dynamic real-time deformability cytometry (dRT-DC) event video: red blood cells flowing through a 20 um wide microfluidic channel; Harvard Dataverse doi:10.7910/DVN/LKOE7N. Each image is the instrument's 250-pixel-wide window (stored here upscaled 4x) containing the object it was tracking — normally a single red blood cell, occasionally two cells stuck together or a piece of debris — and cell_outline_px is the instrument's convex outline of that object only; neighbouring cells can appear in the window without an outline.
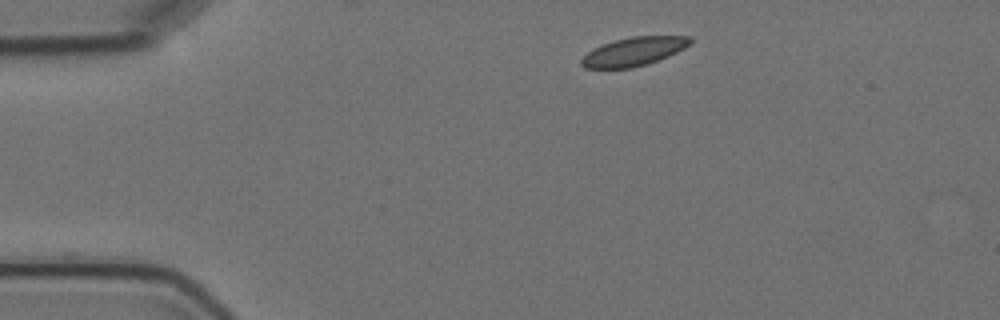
{"species": "Egyptian fruit bat (a non-hibernating species)", "species_latin": "Rousettus aegyptiacus", "temperature_condition": "cold", "stored_images_in_passage": 3, "camera_frame_rate_fps": 3000, "um_per_image_px": 0.085, "animal": {"sex": "female"}, "frame": {"image": 1, "passage_image": 1, "time_ms": 0.0, "image_size_px": [1000, 320], "cell_outline_px": [[692, 40], [684, 48], [668, 56], [648, 64], [632, 68], [584, 68], [580, 64], [580, 60], [592, 48], [616, 40], [632, 36], [692, 36]], "centroid_in_image_um": [53.85, 4.38], "position_along_channel_um": 31.1, "area_um2": 18.03}}
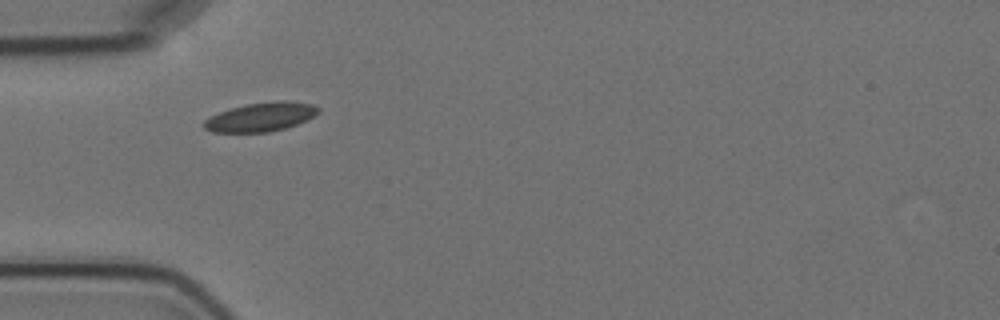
{"frame": {"image": 2, "passage_image": 2, "time_ms": 2.333, "image_size_px": [1000, 320], "cell_outline_px": [[320, 112], [308, 120], [284, 128], [268, 132], [212, 132], [204, 128], [204, 120], [220, 112], [232, 108], [248, 104], [276, 100], [284, 100], [312, 104], [320, 108]], "centroid_in_image_um": [22.21, 9.94], "position_along_channel_um": 62.8, "area_um2": 19.13}}
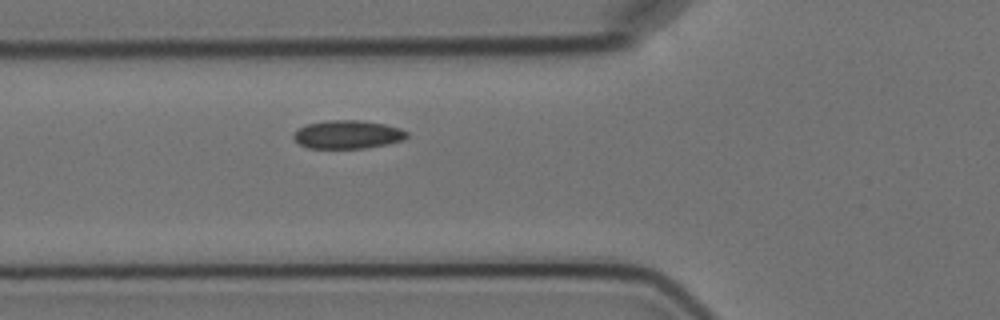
{"frame": {"image": 3, "passage_image": 3, "time_ms": 3.333, "image_size_px": [1000, 320], "cell_outline_px": [[408, 136], [404, 140], [364, 148], [308, 148], [300, 144], [292, 136], [296, 128], [308, 124], [328, 120], [360, 120], [384, 124], [400, 128], [408, 132]], "centroid_in_image_um": [29.53, 11.42], "position_along_channel_um": 96.3, "area_um2": 18.67}}